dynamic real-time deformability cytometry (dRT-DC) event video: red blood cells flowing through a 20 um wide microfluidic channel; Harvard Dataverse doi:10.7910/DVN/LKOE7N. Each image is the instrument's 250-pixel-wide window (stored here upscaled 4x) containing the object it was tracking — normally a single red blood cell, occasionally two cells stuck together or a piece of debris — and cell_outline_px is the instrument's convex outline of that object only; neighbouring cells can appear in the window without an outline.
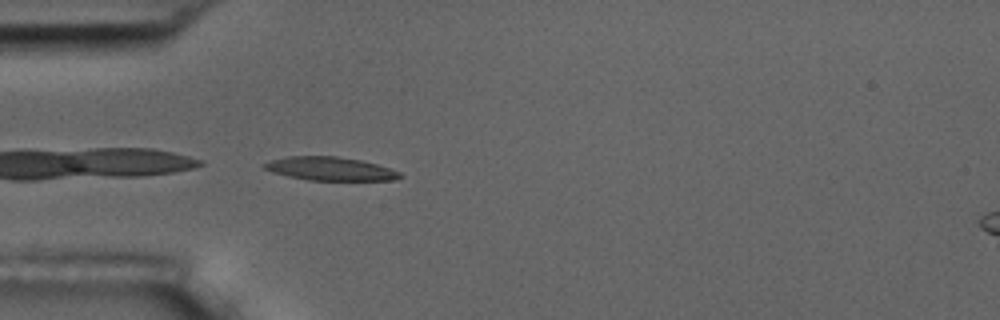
{"species": "common noctule bat (a hibernating species)", "species_latin": "Nyctalus noctula", "temperature_condition": "room temperature", "stored_images_in_passage": 4, "camera_frame_rate_fps": 3000, "um_per_image_px": 0.085, "animal": {"sex": "male", "body_mass_g": 17.5, "forearm_length_mm": 52.3}, "frame": {"image": 1, "passage_image": 4, "time_ms": 4.333, "image_size_px": [1000, 320], "cell_outline_px": [[404, 176], [396, 180], [308, 180], [288, 176], [272, 172], [264, 168], [260, 164], [272, 160], [288, 156], [336, 156], [360, 160], [376, 164], [400, 172]], "centroid_in_image_um": [28.05, 14.34], "position_along_channel_um": 56.9, "area_um2": 18.5}}